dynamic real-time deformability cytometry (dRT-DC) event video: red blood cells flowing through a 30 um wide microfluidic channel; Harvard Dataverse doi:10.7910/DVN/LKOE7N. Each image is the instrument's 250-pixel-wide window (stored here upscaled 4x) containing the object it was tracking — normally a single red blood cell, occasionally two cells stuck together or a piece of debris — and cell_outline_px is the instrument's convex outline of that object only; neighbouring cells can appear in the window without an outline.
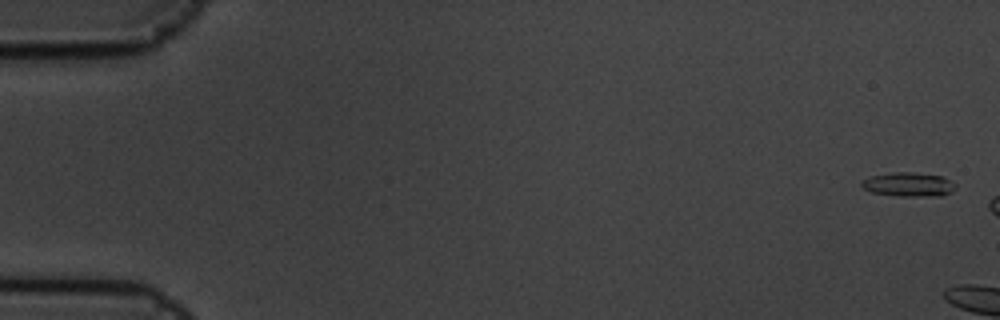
{"species": "common noctule bat (a hibernating species)", "species_latin": "Nyctalus noctula", "temperature_condition": "cold", "stored_images_in_passage": 3, "camera_frame_rate_fps": 3000, "um_per_image_px": 0.085, "animal": {"sex": "male", "body_mass_g": 19.5, "forearm_length_mm": 54.6}, "frame": {"image": 1, "passage_image": 1, "time_ms": 0.0, "image_size_px": [1000, 320], "cell_outline_px": [[956, 188], [952, 192], [940, 196], [896, 196], [872, 192], [864, 188], [860, 184], [860, 180], [872, 176], [892, 172], [912, 172], [944, 176], [956, 184]], "centroid_in_image_um": [77.25, 15.68], "position_along_channel_um": 7.7, "area_um2": 13.35}}